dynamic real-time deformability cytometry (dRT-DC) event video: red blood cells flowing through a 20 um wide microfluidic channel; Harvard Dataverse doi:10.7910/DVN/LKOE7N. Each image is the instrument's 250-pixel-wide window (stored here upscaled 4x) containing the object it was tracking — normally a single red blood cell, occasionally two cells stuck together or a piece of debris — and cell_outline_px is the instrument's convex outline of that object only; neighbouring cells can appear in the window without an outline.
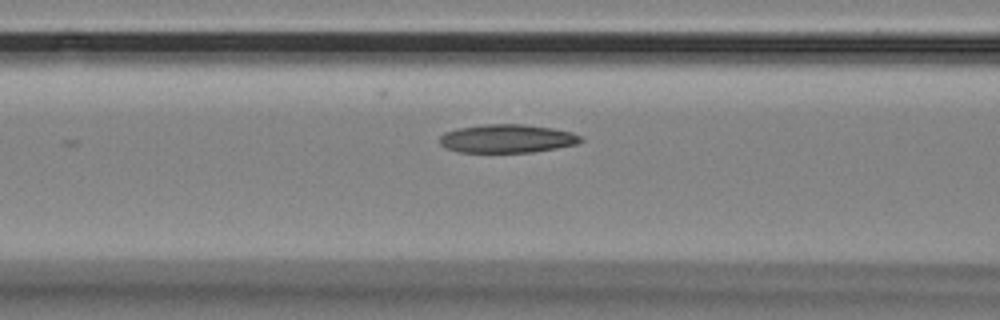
{"species": "Egyptian fruit bat (a non-hibernating species)", "species_latin": "Rousettus aegyptiacus", "temperature_condition": "room temperature", "stored_images_in_passage": 31, "camera_frame_rate_fps": 3000, "um_per_image_px": 0.085, "animal": {"sex": "female"}, "frame": {"image": 1, "passage_image": 23, "time_ms": 7.333, "image_size_px": [1000, 320], "cell_outline_px": [[584, 140], [576, 144], [556, 148], [532, 152], [460, 152], [448, 148], [440, 144], [440, 136], [444, 132], [456, 128], [484, 124], [524, 124], [552, 128], [572, 132], [580, 136]], "centroid_in_image_um": [43.1, 11.77], "position_along_channel_um": 123.5, "area_um2": 23.35}}
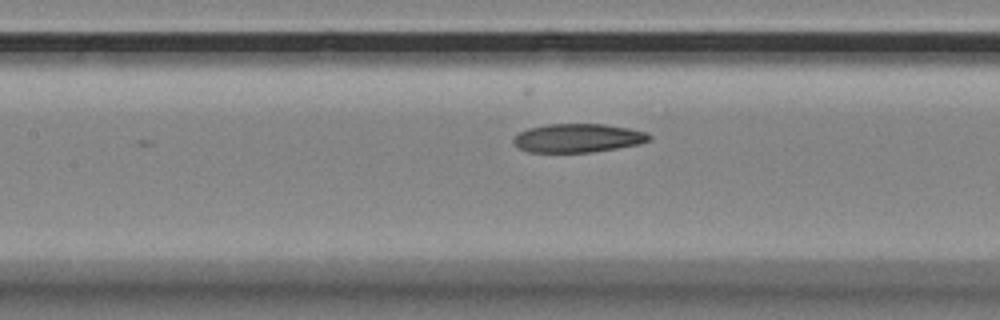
{"frame": {"image": 2, "passage_image": 26, "time_ms": 8.333, "image_size_px": [1000, 320], "cell_outline_px": [[652, 140], [640, 144], [592, 152], [528, 152], [520, 148], [512, 140], [520, 132], [528, 128], [548, 124], [604, 124], [628, 128], [644, 132], [652, 136]], "centroid_in_image_um": [49.15, 11.73], "position_along_channel_um": 158.3, "area_um2": 22.54}}
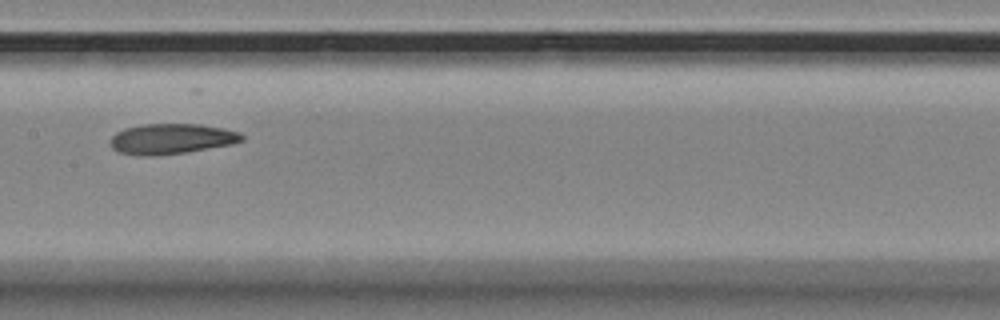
{"frame": {"image": 3, "passage_image": 29, "time_ms": 9.333, "image_size_px": [1000, 320], "cell_outline_px": [[244, 140], [232, 144], [188, 152], [156, 156], [140, 156], [120, 152], [112, 148], [108, 140], [116, 132], [124, 128], [144, 124], [200, 124], [240, 132], [244, 136]], "centroid_in_image_um": [14.55, 11.81], "position_along_channel_um": 192.9, "area_um2": 23.47}}